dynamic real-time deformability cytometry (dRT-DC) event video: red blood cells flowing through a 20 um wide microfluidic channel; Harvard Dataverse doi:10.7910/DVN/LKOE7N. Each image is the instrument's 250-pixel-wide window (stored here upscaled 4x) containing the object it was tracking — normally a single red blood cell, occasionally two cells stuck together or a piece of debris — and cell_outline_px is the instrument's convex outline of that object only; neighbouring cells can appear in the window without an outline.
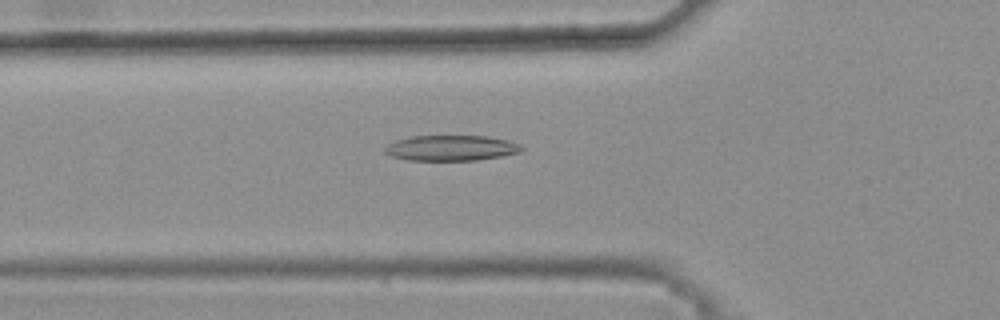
{"species": "common noctule bat (a hibernating species)", "species_latin": "Nyctalus noctula", "temperature_condition": "warm", "stored_images_in_passage": 31, "camera_frame_rate_fps": 3000, "um_per_image_px": 0.085, "animal": {"sex": "female", "body_mass_g": 25.1}, "frame": {"image": 1, "passage_image": 2, "time_ms": 0.333, "image_size_px": [1000, 320], "cell_outline_px": [[524, 148], [520, 152], [504, 156], [476, 160], [408, 160], [392, 156], [384, 152], [384, 148], [388, 144], [396, 140], [412, 136], [488, 136], [508, 140], [520, 144]], "centroid_in_image_um": [38.37, 12.58], "position_along_channel_um": 87.4, "area_um2": 20.35}}
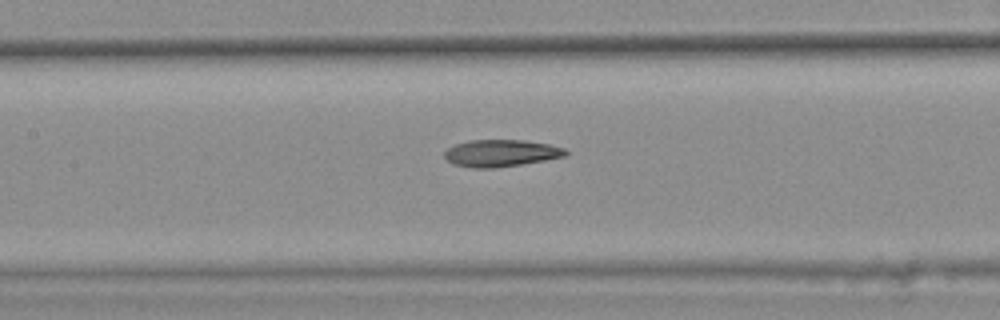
{"frame": {"image": 2, "passage_image": 8, "time_ms": 2.333, "image_size_px": [1000, 320], "cell_outline_px": [[568, 152], [564, 156], [544, 160], [520, 164], [492, 168], [472, 168], [452, 164], [444, 156], [444, 152], [448, 148], [456, 144], [468, 140], [524, 140], [548, 144], [564, 148]], "centroid_in_image_um": [42.54, 13.01], "position_along_channel_um": 164.9, "area_um2": 18.9}}
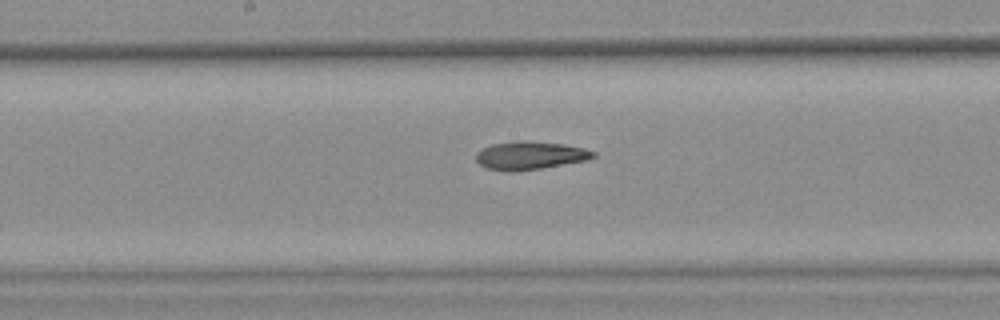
{"frame": {"image": 3, "passage_image": 11, "time_ms": 3.333, "image_size_px": [1000, 320], "cell_outline_px": [[596, 156], [588, 160], [540, 168], [512, 172], [504, 172], [488, 168], [480, 164], [476, 160], [476, 152], [492, 144], [520, 140], [528, 140], [564, 144], [584, 148], [596, 152]], "centroid_in_image_um": [45.06, 13.21], "position_along_channel_um": 203.1, "area_um2": 19.31}}